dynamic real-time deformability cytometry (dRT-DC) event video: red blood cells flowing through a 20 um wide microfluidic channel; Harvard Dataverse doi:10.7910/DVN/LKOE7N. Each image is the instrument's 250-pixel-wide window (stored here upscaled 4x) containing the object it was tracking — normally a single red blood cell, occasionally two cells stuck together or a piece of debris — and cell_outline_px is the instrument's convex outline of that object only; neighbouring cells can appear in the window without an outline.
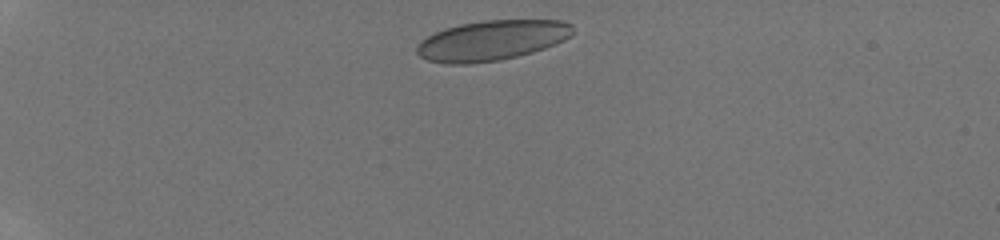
{"species": "human", "species_latin": "Homo sapiens", "temperature_condition": "room temperature", "stored_images_in_passage": 32, "camera_frame_rate_fps": 3000, "um_per_image_px": 0.085, "donor": {"sex": "male"}, "frame": {"image": 1, "passage_image": 1, "time_ms": 0.0, "image_size_px": [1000, 240], "cell_outline_px": [[572, 32], [564, 40], [556, 44], [532, 52], [500, 60], [468, 64], [444, 64], [428, 60], [420, 56], [416, 52], [416, 48], [420, 40], [444, 28], [460, 24], [484, 20], [564, 20], [572, 24]], "centroid_in_image_um": [41.78, 3.43], "position_along_channel_um": 43.2, "area_um2": 36.47}}
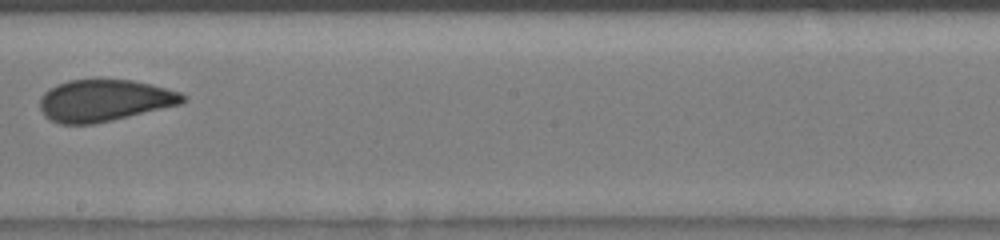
{"frame": {"image": 2, "passage_image": 17, "time_ms": 6.333, "image_size_px": [1000, 240], "cell_outline_px": [[188, 96], [180, 104], [112, 120], [92, 124], [60, 124], [44, 116], [40, 108], [40, 100], [44, 92], [48, 88], [56, 84], [68, 80], [100, 76], [132, 80], [152, 84], [180, 92]], "centroid_in_image_um": [8.84, 8.49], "position_along_channel_um": 239.4, "area_um2": 35.6}}
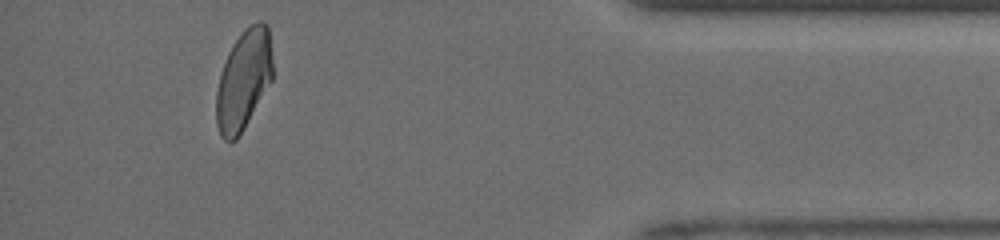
{"frame": {"image": 3, "passage_image": 30, "time_ms": 11.333, "image_size_px": [1000, 240], "cell_outline_px": [[272, 80], [244, 128], [236, 140], [224, 140], [220, 136], [216, 124], [216, 92], [220, 72], [228, 52], [232, 44], [244, 28], [248, 24], [260, 20], [268, 24], [272, 60]], "centroid_in_image_um": [20.69, 6.76], "position_along_channel_um": 414.5, "area_um2": 33.06}, "authors_computed_cell_mechanics": {"area_um2": 35.6626, "velocity_mm_per_s": 4.1781, "shape_relaxation_time_tau1_ms": 10.4504, "shape_relaxation_time_tau2_ms": 1.0616, "deformation_change_tau1": 0.17, "deformation_change_tau2": 0.0462}}